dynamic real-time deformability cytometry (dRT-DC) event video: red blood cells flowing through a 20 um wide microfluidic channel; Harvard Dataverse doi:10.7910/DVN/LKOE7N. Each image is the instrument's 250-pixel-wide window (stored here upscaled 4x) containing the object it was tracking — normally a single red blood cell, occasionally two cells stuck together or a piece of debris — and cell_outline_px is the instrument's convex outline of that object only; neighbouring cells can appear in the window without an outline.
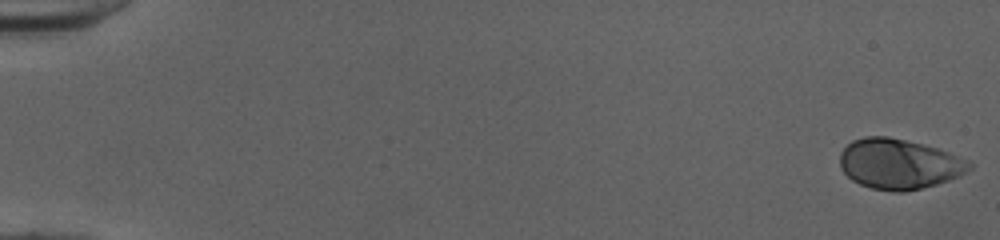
{"species": "human", "species_latin": "Homo sapiens", "temperature_condition": "cold", "stored_images_in_passage": 52, "camera_frame_rate_fps": 3000, "um_per_image_px": 0.085, "donor": {"sex": "female"}, "frame": {"image": 1, "passage_image": 1, "time_ms": 0.0, "image_size_px": [1000, 240], "cell_outline_px": [[972, 168], [960, 176], [936, 184], [904, 192], [896, 192], [872, 188], [860, 184], [852, 180], [840, 168], [840, 152], [852, 140], [864, 136], [888, 136], [924, 144], [948, 152], [968, 160], [972, 164]], "centroid_in_image_um": [76.41, 13.93], "position_along_channel_um": 8.6, "area_um2": 37.86}}
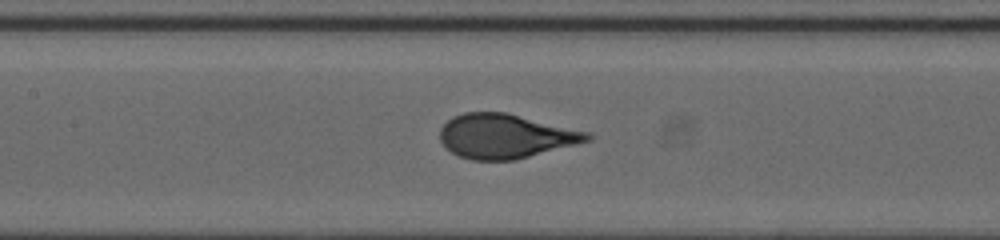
{"frame": {"image": 2, "passage_image": 26, "time_ms": 8.333, "image_size_px": [1000, 240], "cell_outline_px": [[592, 140], [516, 160], [472, 160], [460, 156], [444, 148], [440, 140], [440, 128], [452, 116], [464, 112], [504, 112], [592, 132]], "centroid_in_image_um": [42.97, 11.57], "position_along_channel_um": 164.4, "area_um2": 38.26}}
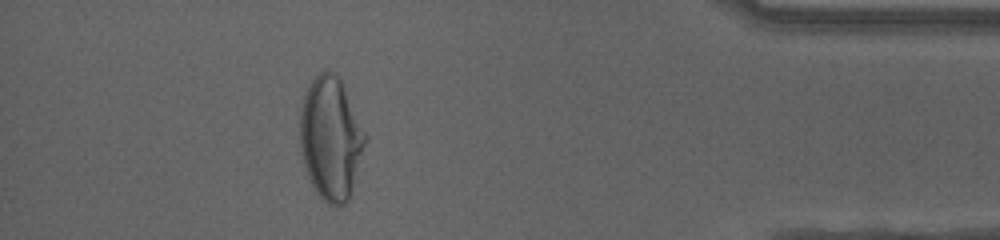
{"frame": {"image": 3, "passage_image": 47, "time_ms": 15.333, "image_size_px": [1000, 240], "cell_outline_px": [[368, 140], [348, 200], [344, 204], [328, 204], [316, 192], [308, 176], [304, 164], [300, 148], [300, 112], [304, 96], [312, 80], [320, 72], [336, 72], [340, 76], [368, 136]], "centroid_in_image_um": [28.15, 11.73], "position_along_channel_um": 407.1, "area_um2": 46.82}, "authors_computed_cell_mechanics": {"area_um2": 38.148, "velocity_mm_per_s": 4.0151, "shape_relaxation_time_tau1_ms": 5.0082, "shape_relaxation_time_tau2_ms": null, "deformation_change_tau1": 0.2287, "deformation_change_tau2": null}}